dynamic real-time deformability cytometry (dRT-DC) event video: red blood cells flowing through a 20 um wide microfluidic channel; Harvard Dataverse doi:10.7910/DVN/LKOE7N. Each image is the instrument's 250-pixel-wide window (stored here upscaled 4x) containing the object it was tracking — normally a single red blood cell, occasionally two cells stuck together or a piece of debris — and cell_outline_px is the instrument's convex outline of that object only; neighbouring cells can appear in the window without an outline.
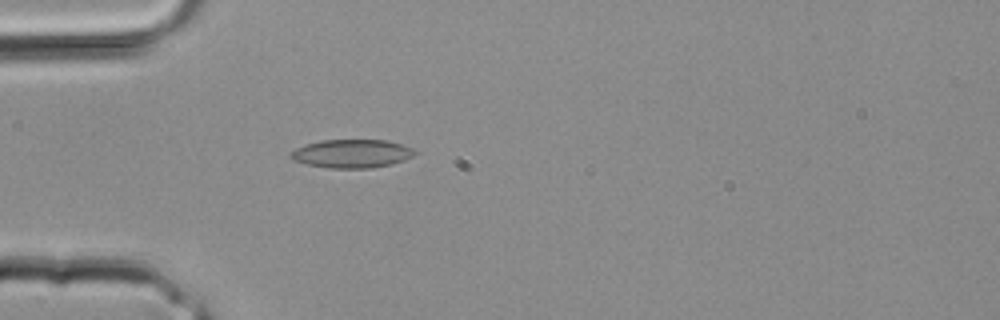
{"species": "common noctule bat (a hibernating species)", "species_latin": "Nyctalus noctula", "temperature_condition": "room temperature", "stored_images_in_passage": 21, "camera_frame_rate_fps": 3000, "um_per_image_px": 0.085, "animal": {"sex": "male", "body_mass_g": 20.4}, "frame": {"image": 1, "passage_image": 1, "time_ms": 0.0, "image_size_px": [1000, 320], "cell_outline_px": [[416, 152], [412, 156], [404, 160], [392, 164], [368, 168], [328, 168], [308, 164], [292, 160], [288, 156], [296, 148], [304, 144], [320, 140], [388, 140], [412, 148]], "centroid_in_image_um": [29.87, 13.05], "position_along_channel_um": 55.1, "area_um2": 20.52}}
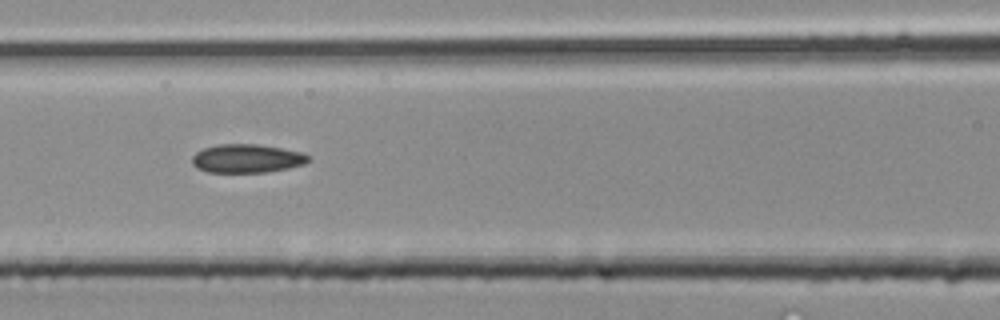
{"frame": {"image": 2, "passage_image": 6, "time_ms": 1.667, "image_size_px": [1000, 320], "cell_outline_px": [[308, 160], [304, 164], [288, 168], [264, 172], [208, 172], [196, 168], [192, 164], [192, 156], [196, 152], [204, 148], [216, 144], [260, 144], [304, 152], [308, 156]], "centroid_in_image_um": [20.96, 13.46], "position_along_channel_um": 145.6, "area_um2": 19.42}}
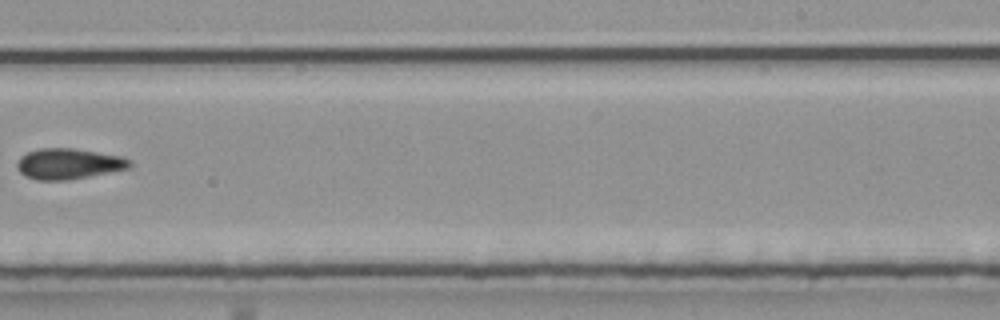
{"frame": {"image": 3, "passage_image": 13, "time_ms": 4.0, "image_size_px": [1000, 320], "cell_outline_px": [[132, 164], [128, 168], [68, 180], [36, 180], [24, 176], [16, 168], [16, 164], [20, 156], [28, 152], [40, 148], [72, 148], [124, 156], [132, 160]], "centroid_in_image_um": [5.81, 13.91], "position_along_channel_um": 283.2, "area_um2": 20.23}}